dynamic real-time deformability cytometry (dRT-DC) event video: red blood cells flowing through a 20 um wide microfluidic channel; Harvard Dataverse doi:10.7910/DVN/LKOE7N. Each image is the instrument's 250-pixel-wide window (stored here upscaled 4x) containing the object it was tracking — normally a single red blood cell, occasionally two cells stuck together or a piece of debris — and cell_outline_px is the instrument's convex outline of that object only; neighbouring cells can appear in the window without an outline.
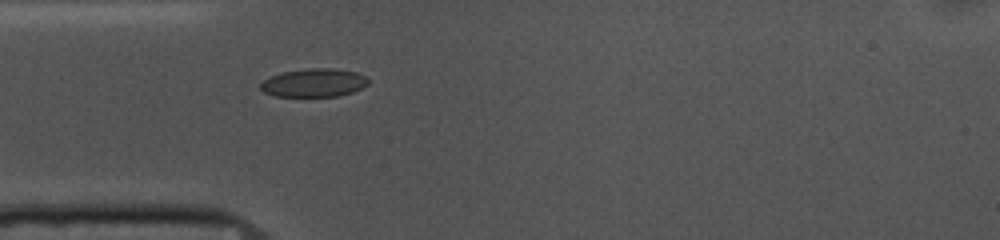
{"species": "common noctule bat (a hibernating species)", "species_latin": "Nyctalus noctula", "temperature_condition": "cold", "stored_images_in_passage": 40, "camera_frame_rate_fps": 3000, "um_per_image_px": 0.085, "animal": {"sex": "female", "body_mass_g": 10.0, "forearm_length_mm": 53.1}, "frame": {"image": 1, "passage_image": 1, "time_ms": 0.0, "image_size_px": [1000, 240], "cell_outline_px": [[368, 84], [352, 92], [336, 96], [276, 96], [264, 92], [260, 88], [260, 84], [264, 80], [272, 76], [284, 72], [308, 68], [336, 68], [356, 72], [364, 76], [368, 80]], "centroid_in_image_um": [26.68, 7.03], "position_along_channel_um": 58.3, "area_um2": 17.57}}
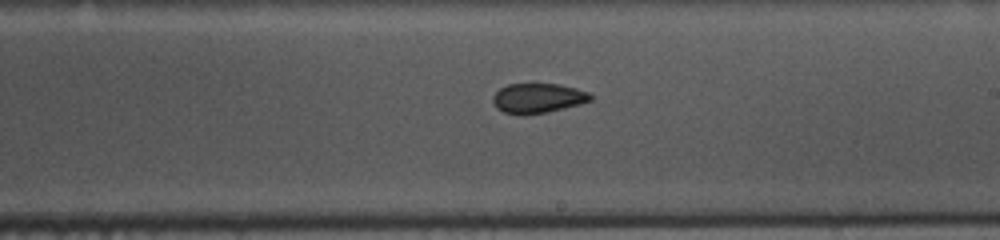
{"frame": {"image": 2, "passage_image": 16, "time_ms": 5.0, "image_size_px": [1000, 240], "cell_outline_px": [[592, 100], [580, 104], [548, 112], [524, 116], [520, 116], [504, 112], [496, 108], [492, 100], [492, 96], [500, 88], [508, 84], [556, 84], [576, 88], [588, 92], [592, 96]], "centroid_in_image_um": [45.69, 8.36], "position_along_channel_um": 243.3, "area_um2": 17.11}}
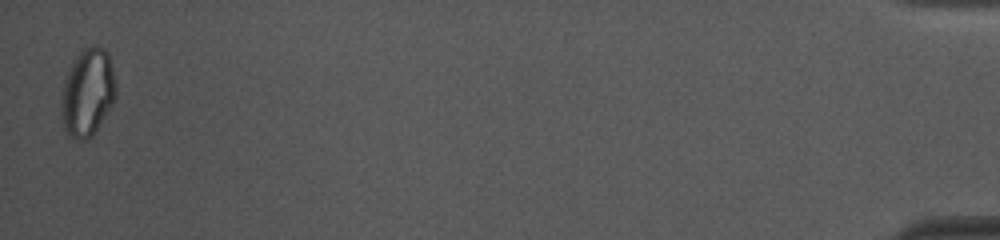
{"frame": {"image": 3, "passage_image": 39, "time_ms": 12.667, "image_size_px": [1000, 240], "cell_outline_px": [[116, 96], [112, 104], [92, 136], [84, 140], [76, 140], [68, 136], [64, 128], [60, 100], [64, 80], [76, 56], [84, 48], [92, 44], [96, 44], [104, 48], [108, 52], [116, 84]], "centroid_in_image_um": [7.44, 7.85], "position_along_channel_um": 427.8, "area_um2": 27.92}, "authors_computed_cell_mechanics": {"area_um2": 17.7157, "velocity_mm_per_s": 3.7122, "shape_relaxation_time_tau1_ms": 4.0873, "shape_relaxation_time_tau2_ms": 2.3695, "deformation_change_tau1": 0.109, "deformation_change_tau2": 0.0701}}